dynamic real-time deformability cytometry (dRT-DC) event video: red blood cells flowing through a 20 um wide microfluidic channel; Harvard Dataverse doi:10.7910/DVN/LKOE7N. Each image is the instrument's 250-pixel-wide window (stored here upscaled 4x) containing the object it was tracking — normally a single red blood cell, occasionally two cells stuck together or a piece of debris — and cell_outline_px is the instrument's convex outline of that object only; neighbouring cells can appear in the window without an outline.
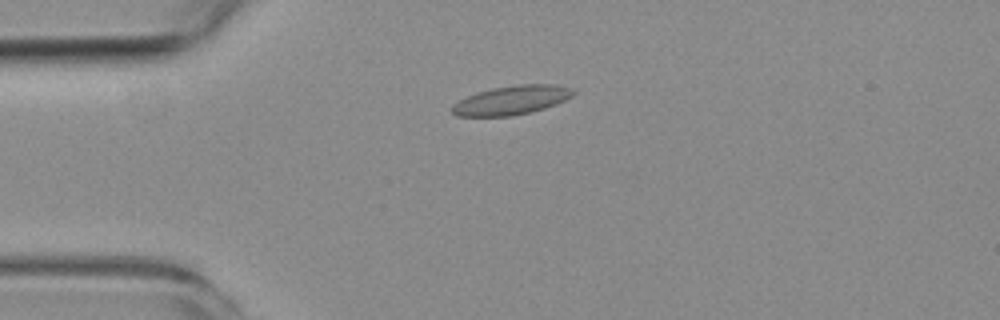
{"species": "common noctule bat (a hibernating species)", "species_latin": "Nyctalus noctula", "temperature_condition": "room temperature", "stored_images_in_passage": 6, "camera_frame_rate_fps": 3000, "um_per_image_px": 0.085, "animal": {"sex": "female", "body_mass_g": 19.3, "forearm_length_mm": 54.1}, "frame": {"image": 1, "passage_image": 6, "time_ms": 6.0, "image_size_px": [1000, 320], "cell_outline_px": [[576, 92], [572, 96], [556, 104], [532, 112], [512, 116], [456, 116], [452, 112], [452, 104], [468, 96], [492, 88], [516, 84], [556, 84], [572, 88]], "centroid_in_image_um": [43.51, 8.51], "position_along_channel_um": 41.5, "area_um2": 20.46}}